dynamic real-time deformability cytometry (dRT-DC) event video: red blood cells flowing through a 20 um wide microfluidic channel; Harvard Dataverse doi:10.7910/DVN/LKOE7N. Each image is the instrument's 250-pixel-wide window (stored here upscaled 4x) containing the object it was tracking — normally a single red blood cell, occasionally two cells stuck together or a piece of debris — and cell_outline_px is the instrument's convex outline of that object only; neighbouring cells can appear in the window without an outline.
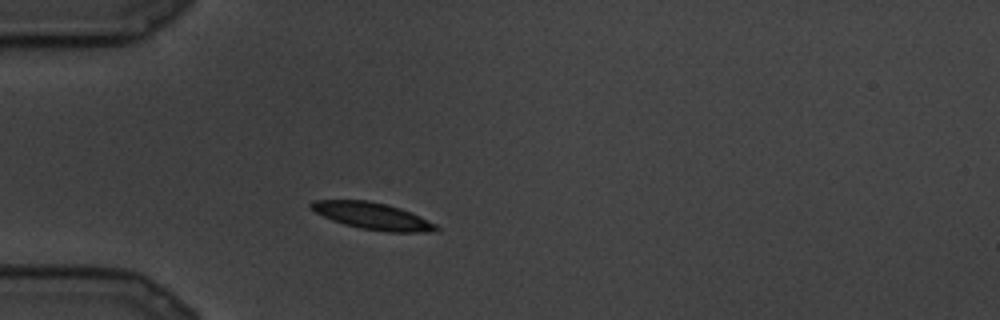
{"species": "common noctule bat (a hibernating species)", "species_latin": "Nyctalus noctula", "temperature_condition": "cold", "stored_images_in_passage": 2, "camera_frame_rate_fps": 3000, "um_per_image_px": 0.085, "animal": {"sex": "male", "body_mass_g": 19.5, "forearm_length_mm": 54.6}, "frame": {"image": 1, "passage_image": 2, "time_ms": 0.333, "image_size_px": [1000, 320], "cell_outline_px": [[440, 232], [388, 232], [360, 228], [344, 224], [332, 220], [308, 208], [308, 204], [312, 200], [368, 200], [400, 208], [436, 224], [440, 228]], "centroid_in_image_um": [31.65, 18.36], "position_along_channel_um": 53.3, "area_um2": 19.54}}